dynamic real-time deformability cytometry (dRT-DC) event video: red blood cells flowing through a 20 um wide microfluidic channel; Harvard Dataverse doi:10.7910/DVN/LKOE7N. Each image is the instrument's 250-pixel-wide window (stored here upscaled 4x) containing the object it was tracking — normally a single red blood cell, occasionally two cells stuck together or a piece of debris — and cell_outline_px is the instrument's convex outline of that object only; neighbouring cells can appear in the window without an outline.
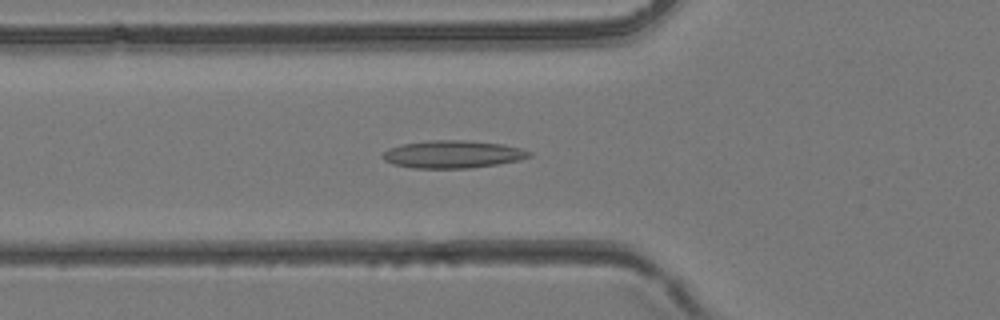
{"species": "common noctule bat (a hibernating species)", "species_latin": "Nyctalus noctula", "temperature_condition": "room temperature", "stored_images_in_passage": 32, "camera_frame_rate_fps": 3000, "um_per_image_px": 0.085, "animal": {"sex": "female", "body_mass_g": 24.6, "forearm_length_mm": 56.2}, "frame": {"image": 1, "passage_image": 4, "time_ms": 1.0, "image_size_px": [1000, 320], "cell_outline_px": [[532, 156], [520, 160], [496, 164], [468, 168], [412, 168], [392, 164], [384, 160], [380, 156], [388, 148], [400, 144], [428, 140], [464, 140], [504, 144], [520, 148], [532, 152]], "centroid_in_image_um": [38.45, 13.11], "position_along_channel_um": 87.3, "area_um2": 23.76}}
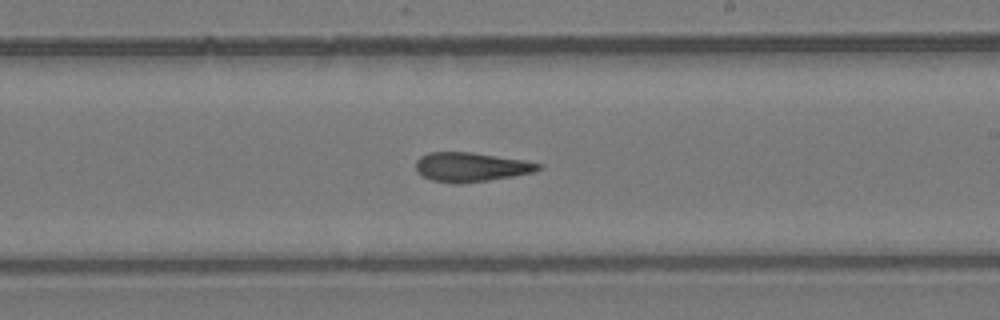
{"frame": {"image": 2, "passage_image": 14, "time_ms": 4.333, "image_size_px": [1000, 320], "cell_outline_px": [[544, 164], [540, 168], [532, 172], [512, 176], [488, 180], [460, 184], [456, 184], [432, 180], [416, 172], [416, 160], [420, 156], [428, 152], [472, 152], [524, 160]], "centroid_in_image_um": [40.0, 14.19], "position_along_channel_um": 249.0, "area_um2": 20.87}}
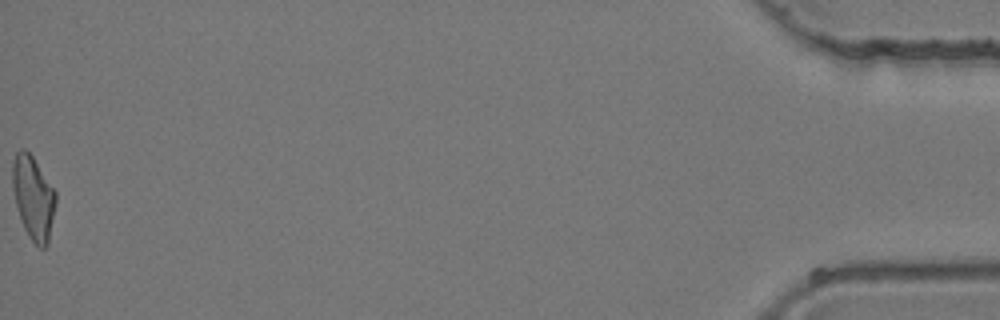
{"frame": {"image": 3, "passage_image": 32, "time_ms": 10.333, "image_size_px": [1000, 320], "cell_outline_px": [[56, 204], [48, 244], [44, 248], [40, 248], [28, 236], [24, 228], [16, 204], [12, 184], [12, 164], [16, 152], [20, 148], [24, 148], [32, 156], [56, 192]], "centroid_in_image_um": [2.83, 16.8], "position_along_channel_um": 432.4, "area_um2": 20.87}}